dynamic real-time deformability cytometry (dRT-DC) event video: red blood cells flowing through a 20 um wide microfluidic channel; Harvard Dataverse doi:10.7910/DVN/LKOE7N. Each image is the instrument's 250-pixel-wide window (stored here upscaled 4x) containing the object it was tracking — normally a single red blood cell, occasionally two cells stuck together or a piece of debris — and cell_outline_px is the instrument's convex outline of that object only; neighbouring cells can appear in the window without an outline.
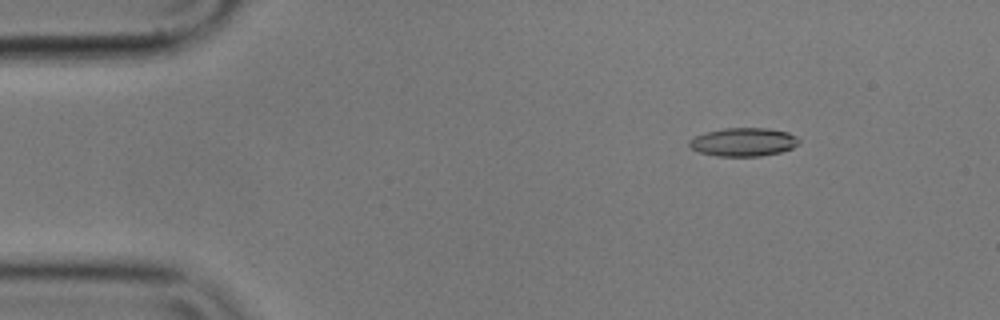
{"species": "common noctule bat (a hibernating species)", "species_latin": "Nyctalus noctula", "temperature_condition": "cold", "stored_images_in_passage": 55, "camera_frame_rate_fps": 3000, "um_per_image_px": 0.085, "animal": {"sex": "male", "body_mass_g": 17.9}, "frame": {"image": 1, "passage_image": 7, "time_ms": 2.0, "image_size_px": [1000, 320], "cell_outline_px": [[800, 140], [792, 148], [780, 152], [760, 156], [716, 156], [700, 152], [692, 148], [688, 144], [688, 140], [696, 136], [708, 132], [724, 128], [768, 128], [788, 132], [796, 136]], "centroid_in_image_um": [63.2, 12.07], "position_along_channel_um": 21.8, "area_um2": 18.03}}
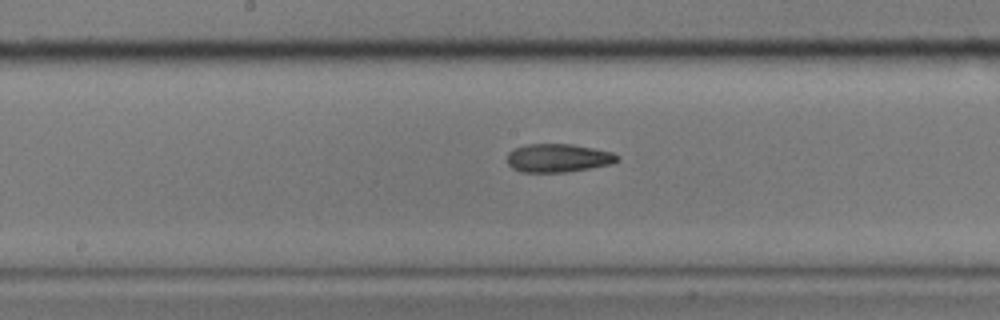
{"frame": {"image": 2, "passage_image": 28, "time_ms": 9.0, "image_size_px": [1000, 320], "cell_outline_px": [[620, 160], [612, 164], [564, 172], [520, 172], [512, 168], [508, 164], [508, 152], [516, 148], [528, 144], [572, 144], [612, 152], [620, 156]], "centroid_in_image_um": [47.45, 13.43], "position_along_channel_um": 200.7, "area_um2": 18.15}}
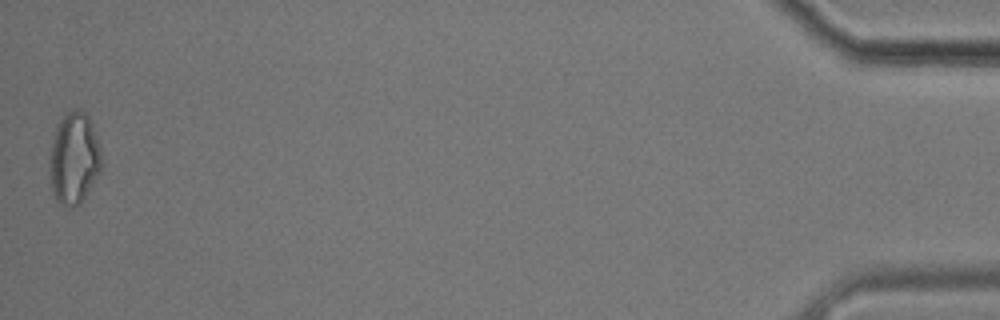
{"frame": {"image": 3, "passage_image": 55, "time_ms": 18.0, "image_size_px": [1000, 320], "cell_outline_px": [[104, 164], [100, 172], [88, 192], [80, 204], [68, 208], [60, 204], [56, 200], [52, 192], [48, 164], [56, 124], [68, 112], [76, 108], [80, 108], [88, 116], [92, 124], [104, 160]], "centroid_in_image_um": [6.3, 13.48], "position_along_channel_um": 428.9, "area_um2": 28.21}, "authors_computed_cell_mechanics": {"area_um2": 18.2648, "velocity_mm_per_s": 3.5758, "shape_relaxation_time_tau1_ms": null, "shape_relaxation_time_tau2_ms": 2.6955, "deformation_change_tau1": null, "deformation_change_tau2": 0.1089}}